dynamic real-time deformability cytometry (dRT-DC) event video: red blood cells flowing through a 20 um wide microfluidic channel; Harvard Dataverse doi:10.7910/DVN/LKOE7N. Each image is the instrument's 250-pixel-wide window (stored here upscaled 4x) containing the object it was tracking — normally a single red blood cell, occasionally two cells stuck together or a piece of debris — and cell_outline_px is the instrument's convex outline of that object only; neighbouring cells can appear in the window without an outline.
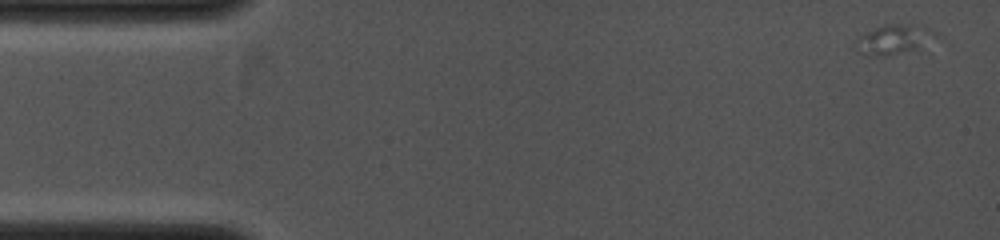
{"species": "common noctule bat (a hibernating species)", "species_latin": "Nyctalus noctula", "temperature_condition": "cold", "stored_images_in_passage": 5, "camera_frame_rate_fps": 4000, "um_per_image_px": 0.085, "animal": {"sex": "female", "body_mass_g": 19.0, "forearm_length_mm": 53.3}, "frame": {"image": 1, "passage_image": 1, "time_ms": 0.0, "image_size_px": [1000, 240], "cell_outline_px": [[944, 40], [920, 48], [884, 56], [868, 56], [856, 48], [856, 40], [860, 36], [876, 28], [888, 24], [924, 24], [944, 36]], "centroid_in_image_um": [76.24, 3.33], "position_along_channel_um": 8.8, "area_um2": 14.51}}
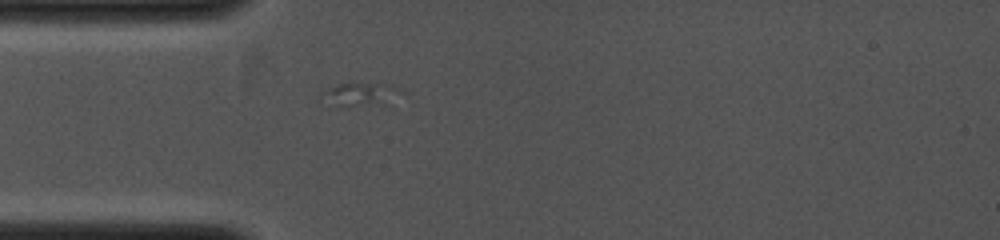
{"frame": {"image": 2, "passage_image": 5, "time_ms": 3.25, "image_size_px": [1000, 240], "cell_outline_px": [[404, 92], [388, 104], [340, 104], [320, 96], [320, 92], [328, 88], [352, 80], [392, 84]], "centroid_in_image_um": [30.77, 7.91], "position_along_channel_um": 54.2, "area_um2": 10.75}}